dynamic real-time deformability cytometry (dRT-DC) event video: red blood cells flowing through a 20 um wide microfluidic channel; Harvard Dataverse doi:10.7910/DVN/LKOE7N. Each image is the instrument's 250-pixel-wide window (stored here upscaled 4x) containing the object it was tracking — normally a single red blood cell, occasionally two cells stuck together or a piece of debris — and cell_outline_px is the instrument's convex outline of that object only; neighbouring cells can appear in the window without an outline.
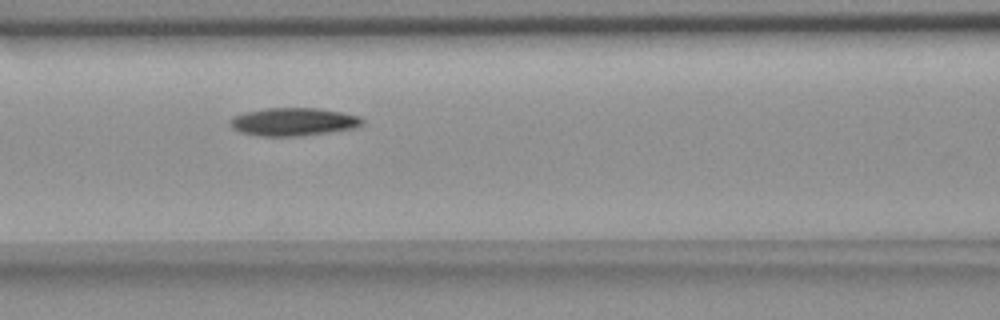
{"species": "common noctule bat (a hibernating species)", "species_latin": "Nyctalus noctula", "temperature_condition": "room temperature", "stored_images_in_passage": 4, "camera_frame_rate_fps": 3000, "um_per_image_px": 0.085, "animal": {"sex": "female", "body_mass_g": 18.4}, "frame": {"image": 1, "passage_image": 3, "time_ms": 2.333, "image_size_px": [1000, 320], "cell_outline_px": [[364, 124], [352, 128], [328, 132], [296, 136], [260, 136], [240, 132], [232, 128], [232, 116], [244, 112], [264, 108], [316, 108], [340, 112], [360, 116], [364, 120]], "centroid_in_image_um": [24.93, 10.34], "position_along_channel_um": 141.7, "area_um2": 21.39}}
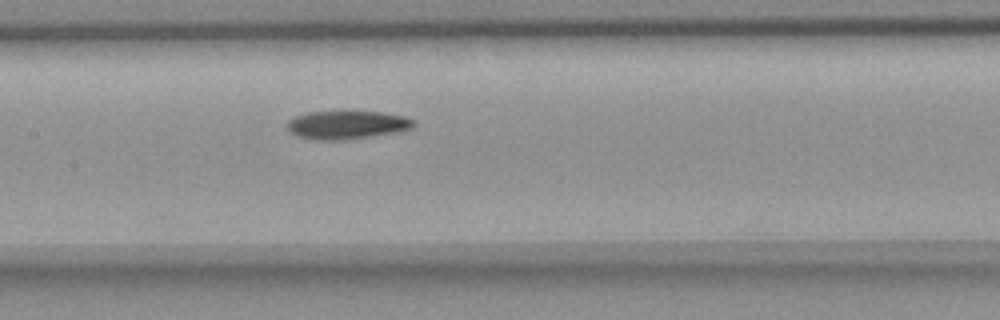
{"frame": {"image": 2, "passage_image": 4, "time_ms": 3.333, "image_size_px": [1000, 320], "cell_outline_px": [[416, 124], [412, 128], [400, 132], [372, 136], [340, 140], [316, 140], [296, 136], [288, 128], [288, 120], [296, 116], [308, 112], [384, 112], [404, 116], [416, 120]], "centroid_in_image_um": [29.55, 10.62], "position_along_channel_um": 177.9, "area_um2": 20.87}}